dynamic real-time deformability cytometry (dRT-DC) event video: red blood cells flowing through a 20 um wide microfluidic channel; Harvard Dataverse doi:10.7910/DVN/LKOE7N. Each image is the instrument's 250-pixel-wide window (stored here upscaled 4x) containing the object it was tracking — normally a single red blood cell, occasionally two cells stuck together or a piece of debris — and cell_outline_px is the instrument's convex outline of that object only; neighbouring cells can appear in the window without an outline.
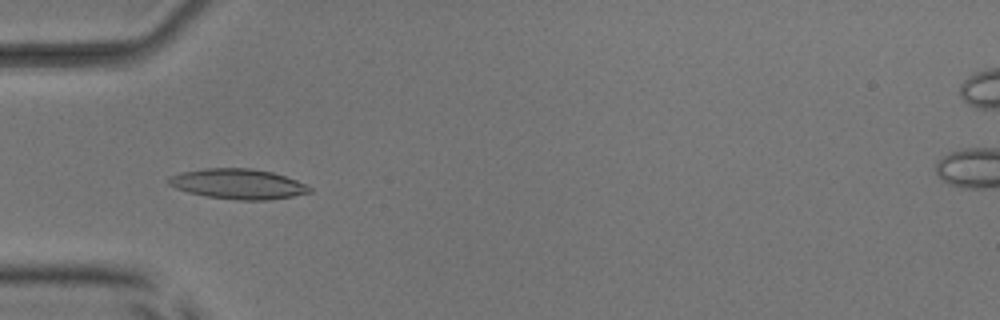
{"species": "common noctule bat (a hibernating species)", "species_latin": "Nyctalus noctula", "temperature_condition": "room temperature", "stored_images_in_passage": 40, "camera_frame_rate_fps": 3000, "um_per_image_px": 0.085, "animal": {"sex": "male", "body_mass_g": 17.9, "forearm_length_mm": 54.2}, "frame": {"image": 1, "passage_image": 5, "time_ms": 1.333, "image_size_px": [1000, 320], "cell_outline_px": [[312, 192], [292, 196], [268, 200], [236, 200], [208, 196], [188, 192], [176, 188], [168, 184], [168, 176], [184, 172], [204, 168], [252, 168], [272, 172], [296, 180], [312, 188]], "centroid_in_image_um": [20.23, 15.63], "position_along_channel_um": 64.8, "area_um2": 24.62}}
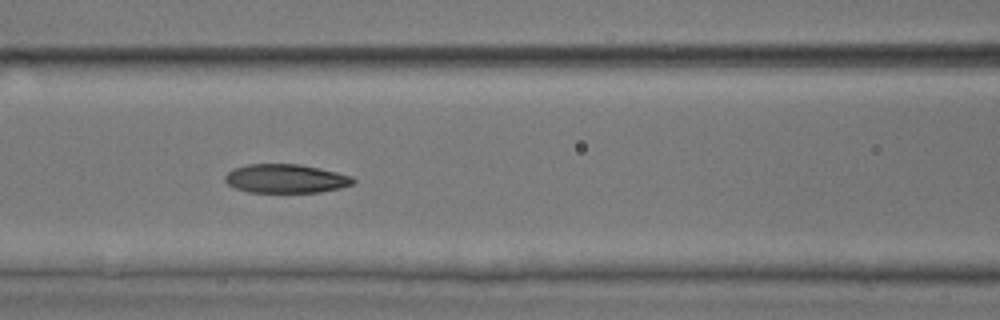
{"frame": {"image": 2, "passage_image": 11, "time_ms": 3.333, "image_size_px": [1000, 320], "cell_outline_px": [[356, 180], [352, 184], [340, 188], [320, 192], [248, 192], [236, 188], [228, 184], [224, 180], [224, 176], [232, 168], [248, 164], [300, 164], [320, 168], [352, 176]], "centroid_in_image_um": [24.28, 15.17], "position_along_channel_um": 142.3, "area_um2": 21.56}}
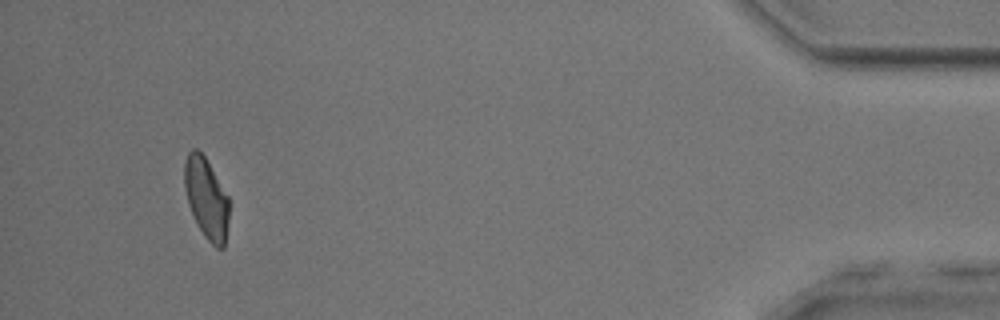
{"frame": {"image": 3, "passage_image": 37, "time_ms": 12.0, "image_size_px": [1000, 320], "cell_outline_px": [[228, 224], [224, 248], [216, 248], [204, 236], [188, 204], [184, 188], [184, 160], [188, 152], [192, 148], [196, 148], [204, 156], [228, 196]], "centroid_in_image_um": [17.52, 16.84], "position_along_channel_um": 417.7, "area_um2": 20.81}, "authors_computed_cell_mechanics": {"area_um2": 21.7617, "velocity_mm_per_s": 3.9712, "shape_relaxation_time_tau1_ms": 5.513, "shape_relaxation_time_tau2_ms": 4.9724, "deformation_change_tau1": 0.1763, "deformation_change_tau2": 0.079}}